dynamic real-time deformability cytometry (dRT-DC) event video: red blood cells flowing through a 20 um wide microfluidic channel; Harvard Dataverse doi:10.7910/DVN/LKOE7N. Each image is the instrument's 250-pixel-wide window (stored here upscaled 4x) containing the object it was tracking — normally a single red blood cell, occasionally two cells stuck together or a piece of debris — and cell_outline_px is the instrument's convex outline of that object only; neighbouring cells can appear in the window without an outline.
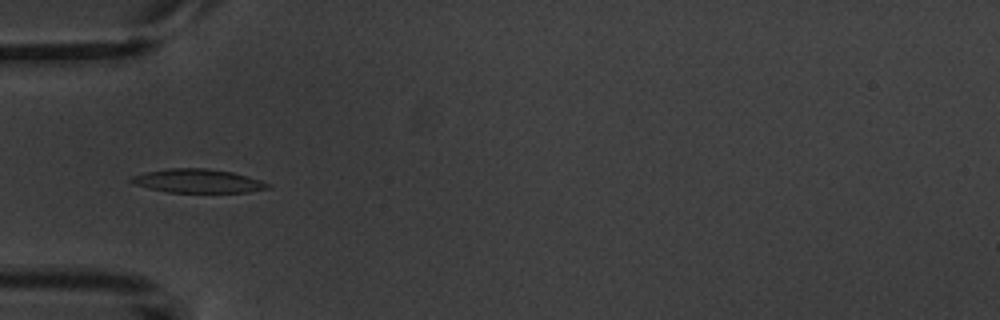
{"species": "common noctule bat (a hibernating species)", "species_latin": "Nyctalus noctula", "temperature_condition": "warm", "stored_images_in_passage": 7, "camera_frame_rate_fps": 3000, "um_per_image_px": 0.085, "animal": {"sex": "male", "body_mass_g": 20.1, "forearm_length_mm": 53.5}, "frame": {"image": 1, "passage_image": 5, "time_ms": 5.667, "image_size_px": [1000, 320], "cell_outline_px": [[272, 188], [248, 192], [168, 192], [148, 188], [132, 184], [128, 180], [132, 176], [144, 172], [168, 168], [208, 168], [232, 172], [248, 176], [260, 180], [268, 184]], "centroid_in_image_um": [16.78, 15.38], "position_along_channel_um": 68.2, "area_um2": 18.96}}
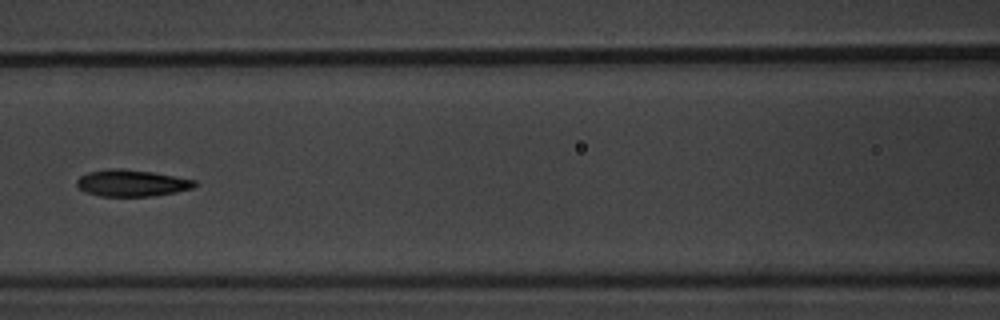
{"frame": {"image": 2, "passage_image": 7, "time_ms": 8.0, "image_size_px": [1000, 320], "cell_outline_px": [[200, 184], [192, 188], [176, 192], [152, 196], [100, 196], [84, 192], [76, 184], [76, 180], [80, 176], [88, 172], [108, 168], [120, 168], [152, 172], [196, 180]], "centroid_in_image_um": [11.19, 15.56], "position_along_channel_um": 155.4, "area_um2": 18.44}}